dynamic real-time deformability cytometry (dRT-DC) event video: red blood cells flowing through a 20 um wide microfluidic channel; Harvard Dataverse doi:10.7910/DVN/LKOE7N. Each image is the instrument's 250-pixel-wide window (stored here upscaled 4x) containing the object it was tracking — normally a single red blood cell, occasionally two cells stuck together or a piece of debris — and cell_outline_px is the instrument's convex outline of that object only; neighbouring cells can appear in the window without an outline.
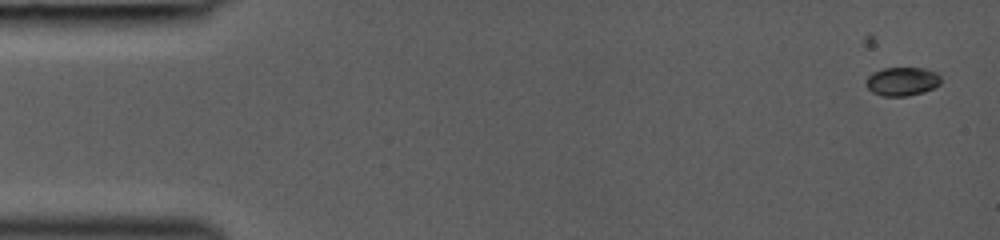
{"species": "common noctule bat (a hibernating species)", "species_latin": "Nyctalus noctula", "temperature_condition": "room temperature", "stored_images_in_passage": 19, "camera_frame_rate_fps": 3000, "um_per_image_px": 0.085, "animal": {"sex": "female", "body_mass_g": 19.0, "forearm_length_mm": 53.3}, "frame": {"image": 1, "passage_image": 1, "time_ms": 0.0, "image_size_px": [1000, 240], "cell_outline_px": [[940, 84], [924, 92], [908, 96], [884, 96], [872, 92], [864, 84], [868, 76], [872, 72], [884, 68], [924, 68], [936, 72], [940, 76]], "centroid_in_image_um": [76.66, 6.92], "position_along_channel_um": 8.3, "area_um2": 12.54}}
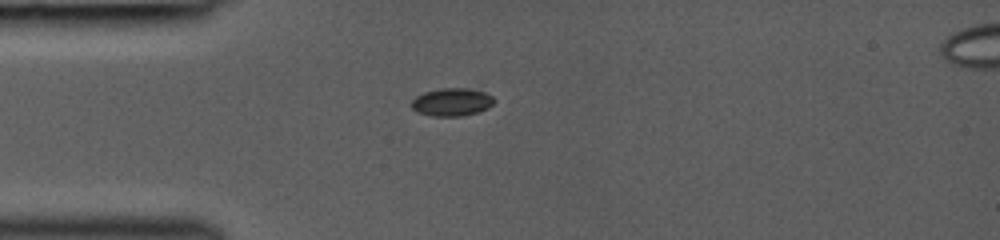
{"frame": {"image": 2, "passage_image": 12, "time_ms": 3.667, "image_size_px": [1000, 240], "cell_outline_px": [[496, 100], [488, 108], [476, 112], [460, 116], [432, 116], [420, 112], [412, 108], [408, 104], [416, 96], [424, 92], [440, 88], [468, 88], [484, 92], [492, 96]], "centroid_in_image_um": [38.39, 8.66], "position_along_channel_um": 46.6, "area_um2": 13.41}}
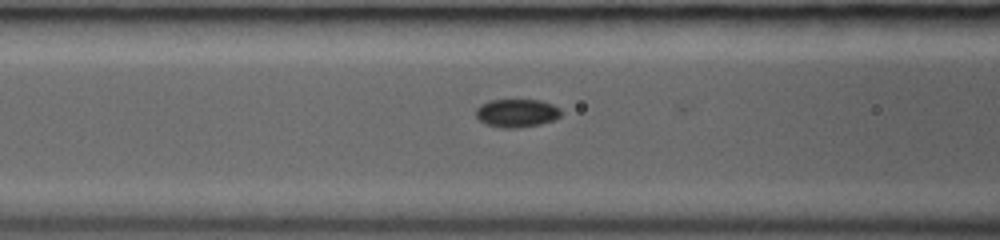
{"frame": {"image": 3, "passage_image": 18, "time_ms": 5.667, "image_size_px": [1000, 240], "cell_outline_px": [[560, 116], [552, 120], [540, 124], [516, 128], [500, 128], [484, 124], [476, 116], [476, 108], [480, 104], [488, 100], [540, 100], [552, 104], [560, 108]], "centroid_in_image_um": [43.88, 9.61], "position_along_channel_um": 122.7, "area_um2": 14.05}}